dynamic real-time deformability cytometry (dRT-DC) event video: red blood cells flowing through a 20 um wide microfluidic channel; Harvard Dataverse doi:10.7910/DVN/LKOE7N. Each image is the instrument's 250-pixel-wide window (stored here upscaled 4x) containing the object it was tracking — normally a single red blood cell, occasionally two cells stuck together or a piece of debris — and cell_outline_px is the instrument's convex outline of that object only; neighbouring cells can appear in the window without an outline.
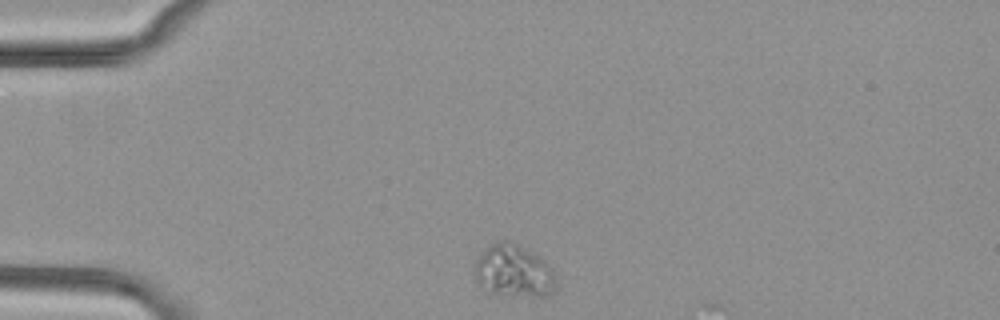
{"species": "common noctule bat (a hibernating species)", "species_latin": "Nyctalus noctula", "temperature_condition": "cold", "stored_images_in_passage": 4, "camera_frame_rate_fps": 3000, "um_per_image_px": 0.085, "animal": {"sex": "female", "body_mass_g": 29.2, "forearm_length_mm": 56.3}, "frame": {"image": 1, "passage_image": 1, "time_ms": 0.0, "image_size_px": [1000, 320], "cell_outline_px": [[556, 288], [548, 296], [512, 296], [488, 292], [476, 284], [472, 272], [472, 264], [476, 256], [488, 244], [496, 240], [512, 240], [544, 260], [552, 268], [556, 276]], "centroid_in_image_um": [43.58, 23.02], "position_along_channel_um": 41.4, "area_um2": 26.01}}